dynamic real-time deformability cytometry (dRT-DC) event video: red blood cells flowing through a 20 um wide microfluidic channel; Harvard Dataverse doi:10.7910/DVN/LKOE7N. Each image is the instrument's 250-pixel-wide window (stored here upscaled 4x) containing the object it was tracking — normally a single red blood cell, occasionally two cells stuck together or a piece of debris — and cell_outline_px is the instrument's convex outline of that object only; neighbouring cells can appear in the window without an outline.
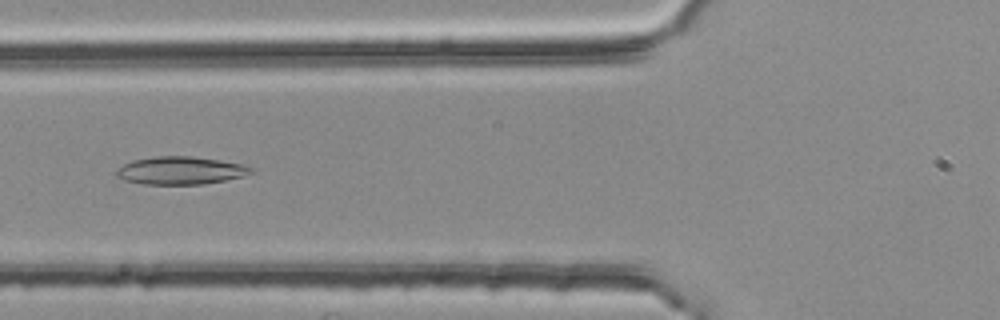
{"species": "common noctule bat (a hibernating species)", "species_latin": "Nyctalus noctula", "temperature_condition": "room temperature", "stored_images_in_passage": 38, "camera_frame_rate_fps": 3000, "um_per_image_px": 0.085, "animal": {"sex": "female", "body_mass_g": 25.1}, "frame": {"image": 1, "passage_image": 5, "time_ms": 1.333, "image_size_px": [1000, 320], "cell_outline_px": [[252, 172], [240, 176], [224, 180], [204, 184], [144, 184], [124, 180], [116, 176], [116, 172], [124, 164], [132, 160], [156, 156], [192, 156], [220, 160], [240, 164], [252, 168]], "centroid_in_image_um": [15.3, 14.49], "position_along_channel_um": 110.5, "area_um2": 21.5}}
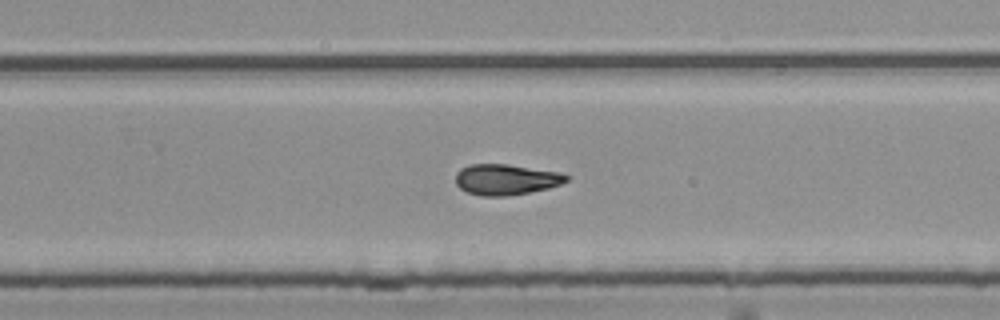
{"frame": {"image": 2, "passage_image": 19, "time_ms": 6.0, "image_size_px": [1000, 320], "cell_outline_px": [[568, 180], [560, 184], [548, 188], [508, 196], [480, 196], [468, 192], [460, 188], [456, 184], [456, 172], [460, 168], [468, 164], [508, 164], [560, 172], [568, 176]], "centroid_in_image_um": [42.98, 15.25], "position_along_channel_um": 286.8, "area_um2": 19.88}}
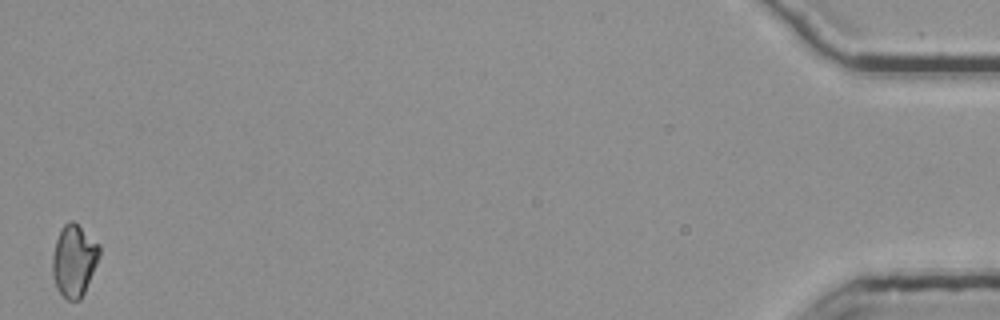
{"frame": {"image": 3, "passage_image": 38, "time_ms": 12.333, "image_size_px": [1000, 320], "cell_outline_px": [[100, 256], [84, 292], [80, 300], [68, 300], [56, 288], [52, 276], [52, 256], [56, 240], [64, 224], [72, 220], [100, 244]], "centroid_in_image_um": [6.29, 22.15], "position_along_channel_um": 428.9, "area_um2": 19.54}, "authors_computed_cell_mechanics": {"area_um2": 19.7098, "velocity_mm_per_s": 3.7714, "shape_relaxation_time_tau1_ms": null, "shape_relaxation_time_tau2_ms": 4.2943, "deformation_change_tau1": null, "deformation_change_tau2": 0.0993}}